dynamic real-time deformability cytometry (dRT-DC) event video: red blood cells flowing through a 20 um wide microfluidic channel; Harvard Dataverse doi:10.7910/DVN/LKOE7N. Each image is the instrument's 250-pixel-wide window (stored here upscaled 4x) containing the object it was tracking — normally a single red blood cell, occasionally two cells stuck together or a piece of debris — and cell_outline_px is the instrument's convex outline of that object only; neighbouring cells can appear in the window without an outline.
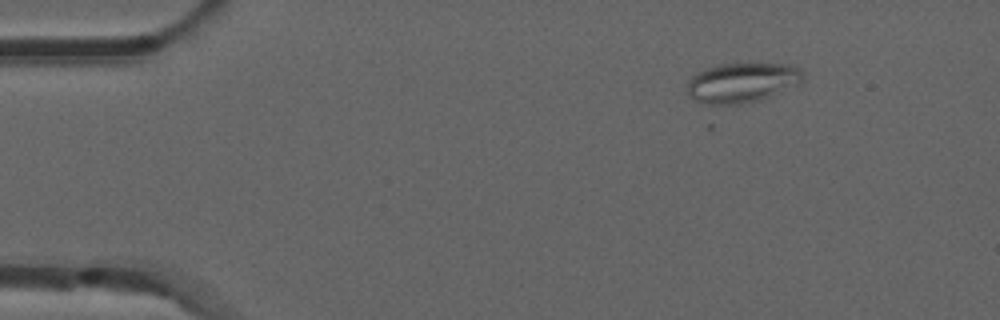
{"species": "common noctule bat (a hibernating species)", "species_latin": "Nyctalus noctula", "temperature_condition": "room temperature", "stored_images_in_passage": 12, "camera_frame_rate_fps": 3000, "um_per_image_px": 0.085, "animal": {"sex": "male", "forearm_length_mm": 52.5}, "frame": {"image": 1, "passage_image": 1, "time_ms": 0.0, "image_size_px": [1000, 320], "cell_outline_px": [[804, 76], [800, 80], [772, 96], [760, 100], [740, 104], [712, 108], [688, 96], [688, 80], [696, 72], [704, 68], [720, 64], [792, 64], [804, 72]], "centroid_in_image_um": [62.98, 7.05], "position_along_channel_um": 22.0, "area_um2": 27.17}}
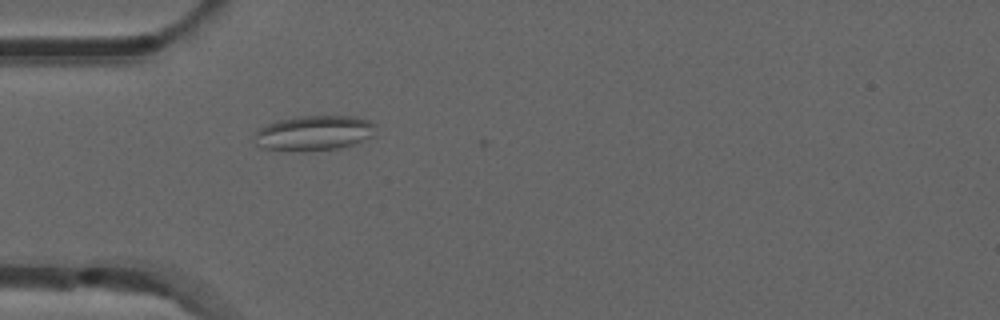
{"frame": {"image": 2, "passage_image": 10, "time_ms": 3.0, "image_size_px": [1000, 320], "cell_outline_px": [[376, 136], [340, 148], [304, 152], [260, 148], [256, 144], [256, 132], [260, 128], [276, 120], [300, 116], [356, 116], [368, 120], [376, 124]], "centroid_in_image_um": [26.74, 11.31], "position_along_channel_um": 58.3, "area_um2": 25.09}}